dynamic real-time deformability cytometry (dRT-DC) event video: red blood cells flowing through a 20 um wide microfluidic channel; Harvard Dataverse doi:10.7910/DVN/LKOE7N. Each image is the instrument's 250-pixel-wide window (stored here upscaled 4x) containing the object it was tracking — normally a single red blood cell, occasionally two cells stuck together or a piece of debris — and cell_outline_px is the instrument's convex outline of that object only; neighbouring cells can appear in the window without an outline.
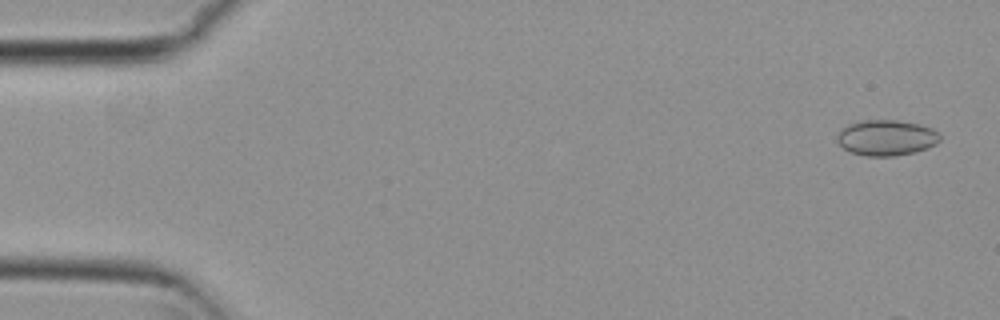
{"species": "common noctule bat (a hibernating species)", "species_latin": "Nyctalus noctula", "temperature_condition": "cold", "stored_images_in_passage": 7, "camera_frame_rate_fps": 3000, "um_per_image_px": 0.085, "animal": {"sex": "female", "body_mass_g": 29.2, "forearm_length_mm": 56.3}, "frame": {"image": 1, "passage_image": 1, "time_ms": 0.0, "image_size_px": [1000, 320], "cell_outline_px": [[940, 140], [936, 144], [928, 148], [896, 156], [864, 156], [852, 152], [844, 148], [836, 140], [836, 136], [848, 124], [860, 120], [896, 120], [920, 124], [932, 128], [940, 136]], "centroid_in_image_um": [75.34, 11.7], "position_along_channel_um": 9.7, "area_um2": 21.33}}